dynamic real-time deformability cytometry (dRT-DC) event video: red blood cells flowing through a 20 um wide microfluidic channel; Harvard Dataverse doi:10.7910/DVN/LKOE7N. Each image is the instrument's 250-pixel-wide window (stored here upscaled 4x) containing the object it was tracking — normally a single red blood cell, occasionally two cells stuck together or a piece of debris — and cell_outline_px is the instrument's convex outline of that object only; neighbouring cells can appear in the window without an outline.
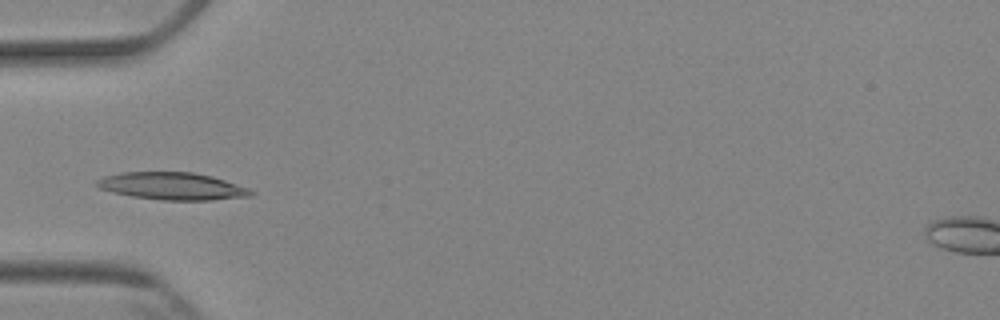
{"species": "Egyptian fruit bat (a non-hibernating species)", "species_latin": "Rousettus aegyptiacus", "temperature_condition": "cold", "stored_images_in_passage": 5, "camera_frame_rate_fps": 3000, "um_per_image_px": 0.085, "animal": {"sex": "female"}, "frame": {"image": 1, "passage_image": 5, "time_ms": 4.333, "image_size_px": [1000, 320], "cell_outline_px": [[256, 192], [252, 196], [212, 200], [160, 200], [132, 196], [112, 192], [100, 188], [92, 184], [96, 180], [104, 176], [120, 172], [192, 172], [212, 176], [248, 188]], "centroid_in_image_um": [14.61, 15.82], "position_along_channel_um": 70.4, "area_um2": 24.68}}